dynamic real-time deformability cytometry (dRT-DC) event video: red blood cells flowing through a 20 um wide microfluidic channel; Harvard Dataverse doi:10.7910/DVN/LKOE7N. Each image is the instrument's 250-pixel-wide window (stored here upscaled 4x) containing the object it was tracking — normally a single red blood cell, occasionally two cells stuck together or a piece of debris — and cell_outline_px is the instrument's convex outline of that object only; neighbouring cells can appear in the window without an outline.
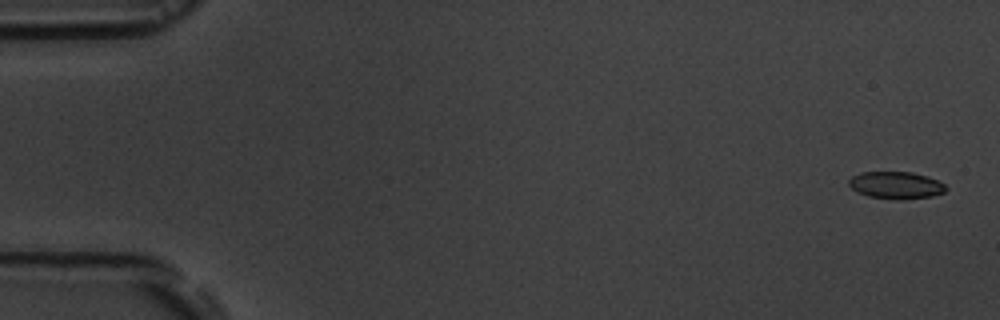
{"species": "common noctule bat (a hibernating species)", "species_latin": "Nyctalus noctula", "temperature_condition": "room temperature", "stored_images_in_passage": 2, "camera_frame_rate_fps": 3000, "um_per_image_px": 0.085, "animal": {"sex": "male", "body_mass_g": 19.5, "forearm_length_mm": 54.6}, "frame": {"image": 1, "passage_image": 1, "time_ms": 0.0, "image_size_px": [1000, 320], "cell_outline_px": [[948, 188], [944, 192], [932, 196], [900, 200], [896, 200], [868, 196], [856, 192], [848, 184], [848, 180], [852, 176], [860, 172], [912, 172], [928, 176], [944, 184]], "centroid_in_image_um": [76.14, 15.74], "position_along_channel_um": 8.9, "area_um2": 15.49}}